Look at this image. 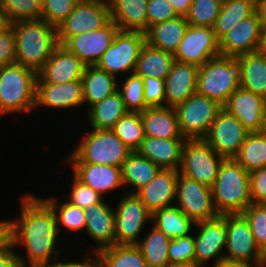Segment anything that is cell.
Here are the masks:
<instances>
[{
    "mask_svg": "<svg viewBox=\"0 0 266 267\" xmlns=\"http://www.w3.org/2000/svg\"><path fill=\"white\" fill-rule=\"evenodd\" d=\"M85 66L75 54L59 45L37 73L36 83L57 84L81 80Z\"/></svg>",
    "mask_w": 266,
    "mask_h": 267,
    "instance_id": "ffe728a7",
    "label": "cell"
},
{
    "mask_svg": "<svg viewBox=\"0 0 266 267\" xmlns=\"http://www.w3.org/2000/svg\"><path fill=\"white\" fill-rule=\"evenodd\" d=\"M38 5L42 8V6L45 4L46 0H35Z\"/></svg>",
    "mask_w": 266,
    "mask_h": 267,
    "instance_id": "003e7915",
    "label": "cell"
},
{
    "mask_svg": "<svg viewBox=\"0 0 266 267\" xmlns=\"http://www.w3.org/2000/svg\"><path fill=\"white\" fill-rule=\"evenodd\" d=\"M194 235L171 239L168 256L169 264L196 263Z\"/></svg>",
    "mask_w": 266,
    "mask_h": 267,
    "instance_id": "bcb514c9",
    "label": "cell"
},
{
    "mask_svg": "<svg viewBox=\"0 0 266 267\" xmlns=\"http://www.w3.org/2000/svg\"><path fill=\"white\" fill-rule=\"evenodd\" d=\"M122 181L123 186L130 185L131 191L126 193L135 194L142 187L148 185L161 169L151 160L141 156L137 151L131 152L123 162Z\"/></svg>",
    "mask_w": 266,
    "mask_h": 267,
    "instance_id": "1f68e13d",
    "label": "cell"
},
{
    "mask_svg": "<svg viewBox=\"0 0 266 267\" xmlns=\"http://www.w3.org/2000/svg\"><path fill=\"white\" fill-rule=\"evenodd\" d=\"M95 259L102 267H150L136 245H114L100 250Z\"/></svg>",
    "mask_w": 266,
    "mask_h": 267,
    "instance_id": "8d00e7d4",
    "label": "cell"
},
{
    "mask_svg": "<svg viewBox=\"0 0 266 267\" xmlns=\"http://www.w3.org/2000/svg\"><path fill=\"white\" fill-rule=\"evenodd\" d=\"M145 34L140 31H120L96 66L117 77L121 72L134 73Z\"/></svg>",
    "mask_w": 266,
    "mask_h": 267,
    "instance_id": "8fae6325",
    "label": "cell"
},
{
    "mask_svg": "<svg viewBox=\"0 0 266 267\" xmlns=\"http://www.w3.org/2000/svg\"><path fill=\"white\" fill-rule=\"evenodd\" d=\"M88 253L84 255V261H68V262H57L56 260L47 261V262H40L31 265L30 267H88L94 260L95 256H89ZM92 257V258H91Z\"/></svg>",
    "mask_w": 266,
    "mask_h": 267,
    "instance_id": "11a10c76",
    "label": "cell"
},
{
    "mask_svg": "<svg viewBox=\"0 0 266 267\" xmlns=\"http://www.w3.org/2000/svg\"><path fill=\"white\" fill-rule=\"evenodd\" d=\"M226 230L225 262L266 265V255L257 246L250 225L242 214H226Z\"/></svg>",
    "mask_w": 266,
    "mask_h": 267,
    "instance_id": "ba28073f",
    "label": "cell"
},
{
    "mask_svg": "<svg viewBox=\"0 0 266 267\" xmlns=\"http://www.w3.org/2000/svg\"><path fill=\"white\" fill-rule=\"evenodd\" d=\"M212 197L218 215L242 214L252 204L250 174L234 159H225L212 186Z\"/></svg>",
    "mask_w": 266,
    "mask_h": 267,
    "instance_id": "3957f363",
    "label": "cell"
},
{
    "mask_svg": "<svg viewBox=\"0 0 266 267\" xmlns=\"http://www.w3.org/2000/svg\"><path fill=\"white\" fill-rule=\"evenodd\" d=\"M167 267H205V266H201L197 263H188V264H169Z\"/></svg>",
    "mask_w": 266,
    "mask_h": 267,
    "instance_id": "e7e4bbea",
    "label": "cell"
},
{
    "mask_svg": "<svg viewBox=\"0 0 266 267\" xmlns=\"http://www.w3.org/2000/svg\"><path fill=\"white\" fill-rule=\"evenodd\" d=\"M84 104L90 108L118 91L117 77L96 65L85 66L82 75Z\"/></svg>",
    "mask_w": 266,
    "mask_h": 267,
    "instance_id": "4dcf8cb0",
    "label": "cell"
},
{
    "mask_svg": "<svg viewBox=\"0 0 266 267\" xmlns=\"http://www.w3.org/2000/svg\"><path fill=\"white\" fill-rule=\"evenodd\" d=\"M36 80L34 70L18 63L0 68V117L35 109Z\"/></svg>",
    "mask_w": 266,
    "mask_h": 267,
    "instance_id": "277c9868",
    "label": "cell"
},
{
    "mask_svg": "<svg viewBox=\"0 0 266 267\" xmlns=\"http://www.w3.org/2000/svg\"><path fill=\"white\" fill-rule=\"evenodd\" d=\"M16 251L0 252V267H21Z\"/></svg>",
    "mask_w": 266,
    "mask_h": 267,
    "instance_id": "9f6ffc18",
    "label": "cell"
},
{
    "mask_svg": "<svg viewBox=\"0 0 266 267\" xmlns=\"http://www.w3.org/2000/svg\"><path fill=\"white\" fill-rule=\"evenodd\" d=\"M257 10L262 18L263 24H266V0H257Z\"/></svg>",
    "mask_w": 266,
    "mask_h": 267,
    "instance_id": "91938a15",
    "label": "cell"
},
{
    "mask_svg": "<svg viewBox=\"0 0 266 267\" xmlns=\"http://www.w3.org/2000/svg\"><path fill=\"white\" fill-rule=\"evenodd\" d=\"M148 27L178 17L168 0H148Z\"/></svg>",
    "mask_w": 266,
    "mask_h": 267,
    "instance_id": "f907efd6",
    "label": "cell"
},
{
    "mask_svg": "<svg viewBox=\"0 0 266 267\" xmlns=\"http://www.w3.org/2000/svg\"><path fill=\"white\" fill-rule=\"evenodd\" d=\"M114 211L116 245H136L152 213L136 194L125 193Z\"/></svg>",
    "mask_w": 266,
    "mask_h": 267,
    "instance_id": "7c38bea8",
    "label": "cell"
},
{
    "mask_svg": "<svg viewBox=\"0 0 266 267\" xmlns=\"http://www.w3.org/2000/svg\"><path fill=\"white\" fill-rule=\"evenodd\" d=\"M79 0H46L41 8V19L55 27L73 11Z\"/></svg>",
    "mask_w": 266,
    "mask_h": 267,
    "instance_id": "7dc6e473",
    "label": "cell"
},
{
    "mask_svg": "<svg viewBox=\"0 0 266 267\" xmlns=\"http://www.w3.org/2000/svg\"><path fill=\"white\" fill-rule=\"evenodd\" d=\"M240 86L266 98V53L260 50L236 57Z\"/></svg>",
    "mask_w": 266,
    "mask_h": 267,
    "instance_id": "f1b7e54d",
    "label": "cell"
},
{
    "mask_svg": "<svg viewBox=\"0 0 266 267\" xmlns=\"http://www.w3.org/2000/svg\"><path fill=\"white\" fill-rule=\"evenodd\" d=\"M178 170L160 169L153 180L135 194L151 212L169 207L176 199Z\"/></svg>",
    "mask_w": 266,
    "mask_h": 267,
    "instance_id": "603a6c76",
    "label": "cell"
},
{
    "mask_svg": "<svg viewBox=\"0 0 266 267\" xmlns=\"http://www.w3.org/2000/svg\"><path fill=\"white\" fill-rule=\"evenodd\" d=\"M250 194L252 203L266 204V166L250 173Z\"/></svg>",
    "mask_w": 266,
    "mask_h": 267,
    "instance_id": "f5cc1de1",
    "label": "cell"
},
{
    "mask_svg": "<svg viewBox=\"0 0 266 267\" xmlns=\"http://www.w3.org/2000/svg\"><path fill=\"white\" fill-rule=\"evenodd\" d=\"M257 9V0H223L220 14L213 26L218 40Z\"/></svg>",
    "mask_w": 266,
    "mask_h": 267,
    "instance_id": "d590c367",
    "label": "cell"
},
{
    "mask_svg": "<svg viewBox=\"0 0 266 267\" xmlns=\"http://www.w3.org/2000/svg\"><path fill=\"white\" fill-rule=\"evenodd\" d=\"M118 32V25L110 20L98 30L70 37L62 46L75 54L86 66L96 65Z\"/></svg>",
    "mask_w": 266,
    "mask_h": 267,
    "instance_id": "e0dca14e",
    "label": "cell"
},
{
    "mask_svg": "<svg viewBox=\"0 0 266 267\" xmlns=\"http://www.w3.org/2000/svg\"><path fill=\"white\" fill-rule=\"evenodd\" d=\"M188 26L183 16L151 25L144 32L145 41L154 48L174 54Z\"/></svg>",
    "mask_w": 266,
    "mask_h": 267,
    "instance_id": "f546056e",
    "label": "cell"
},
{
    "mask_svg": "<svg viewBox=\"0 0 266 267\" xmlns=\"http://www.w3.org/2000/svg\"><path fill=\"white\" fill-rule=\"evenodd\" d=\"M70 164L73 166V175L102 196L123 187L121 167L92 163Z\"/></svg>",
    "mask_w": 266,
    "mask_h": 267,
    "instance_id": "cb8c5ba5",
    "label": "cell"
},
{
    "mask_svg": "<svg viewBox=\"0 0 266 267\" xmlns=\"http://www.w3.org/2000/svg\"><path fill=\"white\" fill-rule=\"evenodd\" d=\"M136 244L150 267L169 265L168 248L171 238L152 225L149 233Z\"/></svg>",
    "mask_w": 266,
    "mask_h": 267,
    "instance_id": "74e56055",
    "label": "cell"
},
{
    "mask_svg": "<svg viewBox=\"0 0 266 267\" xmlns=\"http://www.w3.org/2000/svg\"><path fill=\"white\" fill-rule=\"evenodd\" d=\"M10 26L6 16L0 11V34Z\"/></svg>",
    "mask_w": 266,
    "mask_h": 267,
    "instance_id": "6125c7cd",
    "label": "cell"
},
{
    "mask_svg": "<svg viewBox=\"0 0 266 267\" xmlns=\"http://www.w3.org/2000/svg\"><path fill=\"white\" fill-rule=\"evenodd\" d=\"M111 20L120 31H140L148 29V0H108Z\"/></svg>",
    "mask_w": 266,
    "mask_h": 267,
    "instance_id": "4316f807",
    "label": "cell"
},
{
    "mask_svg": "<svg viewBox=\"0 0 266 267\" xmlns=\"http://www.w3.org/2000/svg\"><path fill=\"white\" fill-rule=\"evenodd\" d=\"M118 91L129 112H143L148 107L144 100V84L141 76L130 73L125 78Z\"/></svg>",
    "mask_w": 266,
    "mask_h": 267,
    "instance_id": "7bdbcfd3",
    "label": "cell"
},
{
    "mask_svg": "<svg viewBox=\"0 0 266 267\" xmlns=\"http://www.w3.org/2000/svg\"><path fill=\"white\" fill-rule=\"evenodd\" d=\"M112 131L132 152L137 151L145 137L140 112H128L115 123Z\"/></svg>",
    "mask_w": 266,
    "mask_h": 267,
    "instance_id": "ab89813d",
    "label": "cell"
},
{
    "mask_svg": "<svg viewBox=\"0 0 266 267\" xmlns=\"http://www.w3.org/2000/svg\"><path fill=\"white\" fill-rule=\"evenodd\" d=\"M263 21L256 9L219 40L220 54L238 57L259 50Z\"/></svg>",
    "mask_w": 266,
    "mask_h": 267,
    "instance_id": "ac0fdd59",
    "label": "cell"
},
{
    "mask_svg": "<svg viewBox=\"0 0 266 267\" xmlns=\"http://www.w3.org/2000/svg\"><path fill=\"white\" fill-rule=\"evenodd\" d=\"M178 16L185 17L189 12L193 0H168Z\"/></svg>",
    "mask_w": 266,
    "mask_h": 267,
    "instance_id": "6f0895ef",
    "label": "cell"
},
{
    "mask_svg": "<svg viewBox=\"0 0 266 267\" xmlns=\"http://www.w3.org/2000/svg\"><path fill=\"white\" fill-rule=\"evenodd\" d=\"M224 160L205 140L185 141L178 172L212 188Z\"/></svg>",
    "mask_w": 266,
    "mask_h": 267,
    "instance_id": "9c48e42d",
    "label": "cell"
},
{
    "mask_svg": "<svg viewBox=\"0 0 266 267\" xmlns=\"http://www.w3.org/2000/svg\"><path fill=\"white\" fill-rule=\"evenodd\" d=\"M0 11L9 24L21 20L41 19V7L35 0H0Z\"/></svg>",
    "mask_w": 266,
    "mask_h": 267,
    "instance_id": "ee69618b",
    "label": "cell"
},
{
    "mask_svg": "<svg viewBox=\"0 0 266 267\" xmlns=\"http://www.w3.org/2000/svg\"><path fill=\"white\" fill-rule=\"evenodd\" d=\"M174 61L172 53L154 48L145 42L139 53L134 73L141 77L165 80Z\"/></svg>",
    "mask_w": 266,
    "mask_h": 267,
    "instance_id": "836d02e7",
    "label": "cell"
},
{
    "mask_svg": "<svg viewBox=\"0 0 266 267\" xmlns=\"http://www.w3.org/2000/svg\"><path fill=\"white\" fill-rule=\"evenodd\" d=\"M266 98L242 88L236 89L223 106L250 132H260Z\"/></svg>",
    "mask_w": 266,
    "mask_h": 267,
    "instance_id": "7402d4cb",
    "label": "cell"
},
{
    "mask_svg": "<svg viewBox=\"0 0 266 267\" xmlns=\"http://www.w3.org/2000/svg\"><path fill=\"white\" fill-rule=\"evenodd\" d=\"M80 141L66 158L68 164L92 163L122 167L132 152L112 130L92 129Z\"/></svg>",
    "mask_w": 266,
    "mask_h": 267,
    "instance_id": "5b68a950",
    "label": "cell"
},
{
    "mask_svg": "<svg viewBox=\"0 0 266 267\" xmlns=\"http://www.w3.org/2000/svg\"><path fill=\"white\" fill-rule=\"evenodd\" d=\"M14 221H0V252L14 251Z\"/></svg>",
    "mask_w": 266,
    "mask_h": 267,
    "instance_id": "db71d44e",
    "label": "cell"
},
{
    "mask_svg": "<svg viewBox=\"0 0 266 267\" xmlns=\"http://www.w3.org/2000/svg\"><path fill=\"white\" fill-rule=\"evenodd\" d=\"M176 203L184 214L195 223L218 216L212 197V188L200 184L178 172L176 184Z\"/></svg>",
    "mask_w": 266,
    "mask_h": 267,
    "instance_id": "4fadbf2b",
    "label": "cell"
},
{
    "mask_svg": "<svg viewBox=\"0 0 266 267\" xmlns=\"http://www.w3.org/2000/svg\"><path fill=\"white\" fill-rule=\"evenodd\" d=\"M223 106L195 92L175 107L180 136L186 141L204 140Z\"/></svg>",
    "mask_w": 266,
    "mask_h": 267,
    "instance_id": "52a82bcc",
    "label": "cell"
},
{
    "mask_svg": "<svg viewBox=\"0 0 266 267\" xmlns=\"http://www.w3.org/2000/svg\"><path fill=\"white\" fill-rule=\"evenodd\" d=\"M259 50L266 53V24H263L262 26Z\"/></svg>",
    "mask_w": 266,
    "mask_h": 267,
    "instance_id": "94428289",
    "label": "cell"
},
{
    "mask_svg": "<svg viewBox=\"0 0 266 267\" xmlns=\"http://www.w3.org/2000/svg\"><path fill=\"white\" fill-rule=\"evenodd\" d=\"M72 187L67 202L82 209L102 201L103 196L91 187L84 185L74 175Z\"/></svg>",
    "mask_w": 266,
    "mask_h": 267,
    "instance_id": "c3c4849f",
    "label": "cell"
},
{
    "mask_svg": "<svg viewBox=\"0 0 266 267\" xmlns=\"http://www.w3.org/2000/svg\"><path fill=\"white\" fill-rule=\"evenodd\" d=\"M214 267H266V265H250L241 263L221 262Z\"/></svg>",
    "mask_w": 266,
    "mask_h": 267,
    "instance_id": "680465c9",
    "label": "cell"
},
{
    "mask_svg": "<svg viewBox=\"0 0 266 267\" xmlns=\"http://www.w3.org/2000/svg\"><path fill=\"white\" fill-rule=\"evenodd\" d=\"M240 87L236 57L216 56L198 68L196 92L224 106Z\"/></svg>",
    "mask_w": 266,
    "mask_h": 267,
    "instance_id": "8992f818",
    "label": "cell"
},
{
    "mask_svg": "<svg viewBox=\"0 0 266 267\" xmlns=\"http://www.w3.org/2000/svg\"><path fill=\"white\" fill-rule=\"evenodd\" d=\"M110 20L108 0H79L73 11L57 27L59 44L63 45L74 35L98 30Z\"/></svg>",
    "mask_w": 266,
    "mask_h": 267,
    "instance_id": "30bf717a",
    "label": "cell"
},
{
    "mask_svg": "<svg viewBox=\"0 0 266 267\" xmlns=\"http://www.w3.org/2000/svg\"><path fill=\"white\" fill-rule=\"evenodd\" d=\"M234 160L249 174L266 166V136L249 133Z\"/></svg>",
    "mask_w": 266,
    "mask_h": 267,
    "instance_id": "f35d334b",
    "label": "cell"
},
{
    "mask_svg": "<svg viewBox=\"0 0 266 267\" xmlns=\"http://www.w3.org/2000/svg\"><path fill=\"white\" fill-rule=\"evenodd\" d=\"M52 208L56 216L58 232H61L62 226L67 231L78 232L85 228L84 209L74 206L69 202L59 203L55 197H48L44 199Z\"/></svg>",
    "mask_w": 266,
    "mask_h": 267,
    "instance_id": "60d3db41",
    "label": "cell"
},
{
    "mask_svg": "<svg viewBox=\"0 0 266 267\" xmlns=\"http://www.w3.org/2000/svg\"><path fill=\"white\" fill-rule=\"evenodd\" d=\"M198 227L195 240L196 263L204 266L208 261H213L212 267L224 262V251L226 247V214L218 215L210 220L196 223Z\"/></svg>",
    "mask_w": 266,
    "mask_h": 267,
    "instance_id": "2e32d148",
    "label": "cell"
},
{
    "mask_svg": "<svg viewBox=\"0 0 266 267\" xmlns=\"http://www.w3.org/2000/svg\"><path fill=\"white\" fill-rule=\"evenodd\" d=\"M88 267H102L98 261L95 259Z\"/></svg>",
    "mask_w": 266,
    "mask_h": 267,
    "instance_id": "03108f58",
    "label": "cell"
},
{
    "mask_svg": "<svg viewBox=\"0 0 266 267\" xmlns=\"http://www.w3.org/2000/svg\"><path fill=\"white\" fill-rule=\"evenodd\" d=\"M128 112L120 92L116 91L88 108L87 115L92 129L112 130Z\"/></svg>",
    "mask_w": 266,
    "mask_h": 267,
    "instance_id": "d6a6232c",
    "label": "cell"
},
{
    "mask_svg": "<svg viewBox=\"0 0 266 267\" xmlns=\"http://www.w3.org/2000/svg\"><path fill=\"white\" fill-rule=\"evenodd\" d=\"M10 26L16 40V63L38 73L60 45L57 27L44 19L16 21Z\"/></svg>",
    "mask_w": 266,
    "mask_h": 267,
    "instance_id": "7a4b0ae2",
    "label": "cell"
},
{
    "mask_svg": "<svg viewBox=\"0 0 266 267\" xmlns=\"http://www.w3.org/2000/svg\"><path fill=\"white\" fill-rule=\"evenodd\" d=\"M260 133L264 136H266V103L264 107V112H263V118H262V123L260 127Z\"/></svg>",
    "mask_w": 266,
    "mask_h": 267,
    "instance_id": "be15d7a7",
    "label": "cell"
},
{
    "mask_svg": "<svg viewBox=\"0 0 266 267\" xmlns=\"http://www.w3.org/2000/svg\"><path fill=\"white\" fill-rule=\"evenodd\" d=\"M173 55L175 61L200 67L221 55L219 40L213 28L189 25Z\"/></svg>",
    "mask_w": 266,
    "mask_h": 267,
    "instance_id": "5bb4252c",
    "label": "cell"
},
{
    "mask_svg": "<svg viewBox=\"0 0 266 267\" xmlns=\"http://www.w3.org/2000/svg\"><path fill=\"white\" fill-rule=\"evenodd\" d=\"M16 63V40L13 29L9 26L0 34V68Z\"/></svg>",
    "mask_w": 266,
    "mask_h": 267,
    "instance_id": "816d5d0a",
    "label": "cell"
},
{
    "mask_svg": "<svg viewBox=\"0 0 266 267\" xmlns=\"http://www.w3.org/2000/svg\"><path fill=\"white\" fill-rule=\"evenodd\" d=\"M103 201L84 209V230L97 245L93 250L94 255L116 245L114 210Z\"/></svg>",
    "mask_w": 266,
    "mask_h": 267,
    "instance_id": "44dd1931",
    "label": "cell"
},
{
    "mask_svg": "<svg viewBox=\"0 0 266 267\" xmlns=\"http://www.w3.org/2000/svg\"><path fill=\"white\" fill-rule=\"evenodd\" d=\"M144 135L154 138H181L174 107H148L140 112Z\"/></svg>",
    "mask_w": 266,
    "mask_h": 267,
    "instance_id": "83f0119b",
    "label": "cell"
},
{
    "mask_svg": "<svg viewBox=\"0 0 266 267\" xmlns=\"http://www.w3.org/2000/svg\"><path fill=\"white\" fill-rule=\"evenodd\" d=\"M250 132L226 109H222L204 140L225 159H234Z\"/></svg>",
    "mask_w": 266,
    "mask_h": 267,
    "instance_id": "9a60e30c",
    "label": "cell"
},
{
    "mask_svg": "<svg viewBox=\"0 0 266 267\" xmlns=\"http://www.w3.org/2000/svg\"><path fill=\"white\" fill-rule=\"evenodd\" d=\"M222 4L223 0H193L186 20L189 25L213 28Z\"/></svg>",
    "mask_w": 266,
    "mask_h": 267,
    "instance_id": "b9f144b4",
    "label": "cell"
},
{
    "mask_svg": "<svg viewBox=\"0 0 266 267\" xmlns=\"http://www.w3.org/2000/svg\"><path fill=\"white\" fill-rule=\"evenodd\" d=\"M198 66L174 61L165 78L166 106L176 107L196 92Z\"/></svg>",
    "mask_w": 266,
    "mask_h": 267,
    "instance_id": "484cf974",
    "label": "cell"
},
{
    "mask_svg": "<svg viewBox=\"0 0 266 267\" xmlns=\"http://www.w3.org/2000/svg\"><path fill=\"white\" fill-rule=\"evenodd\" d=\"M20 207V219L13 220L14 246L24 245L28 260L17 254L20 266L56 260L60 254L55 248L60 234L50 205L43 198L28 193L21 197Z\"/></svg>",
    "mask_w": 266,
    "mask_h": 267,
    "instance_id": "6da1fadb",
    "label": "cell"
},
{
    "mask_svg": "<svg viewBox=\"0 0 266 267\" xmlns=\"http://www.w3.org/2000/svg\"><path fill=\"white\" fill-rule=\"evenodd\" d=\"M144 84V100L147 107L166 106L165 80L152 77H142Z\"/></svg>",
    "mask_w": 266,
    "mask_h": 267,
    "instance_id": "681fc988",
    "label": "cell"
},
{
    "mask_svg": "<svg viewBox=\"0 0 266 267\" xmlns=\"http://www.w3.org/2000/svg\"><path fill=\"white\" fill-rule=\"evenodd\" d=\"M185 141L182 138L145 136L137 152L161 169L179 170Z\"/></svg>",
    "mask_w": 266,
    "mask_h": 267,
    "instance_id": "d4e9b609",
    "label": "cell"
},
{
    "mask_svg": "<svg viewBox=\"0 0 266 267\" xmlns=\"http://www.w3.org/2000/svg\"><path fill=\"white\" fill-rule=\"evenodd\" d=\"M153 226L171 239L190 235L196 223L176 205L156 210L152 213Z\"/></svg>",
    "mask_w": 266,
    "mask_h": 267,
    "instance_id": "e575fe53",
    "label": "cell"
},
{
    "mask_svg": "<svg viewBox=\"0 0 266 267\" xmlns=\"http://www.w3.org/2000/svg\"><path fill=\"white\" fill-rule=\"evenodd\" d=\"M248 221L255 242L266 255V204H250L242 213Z\"/></svg>",
    "mask_w": 266,
    "mask_h": 267,
    "instance_id": "f6af8a7d",
    "label": "cell"
},
{
    "mask_svg": "<svg viewBox=\"0 0 266 267\" xmlns=\"http://www.w3.org/2000/svg\"><path fill=\"white\" fill-rule=\"evenodd\" d=\"M82 80L65 83H36V108L70 109L84 106Z\"/></svg>",
    "mask_w": 266,
    "mask_h": 267,
    "instance_id": "d6986e66",
    "label": "cell"
}]
</instances>
